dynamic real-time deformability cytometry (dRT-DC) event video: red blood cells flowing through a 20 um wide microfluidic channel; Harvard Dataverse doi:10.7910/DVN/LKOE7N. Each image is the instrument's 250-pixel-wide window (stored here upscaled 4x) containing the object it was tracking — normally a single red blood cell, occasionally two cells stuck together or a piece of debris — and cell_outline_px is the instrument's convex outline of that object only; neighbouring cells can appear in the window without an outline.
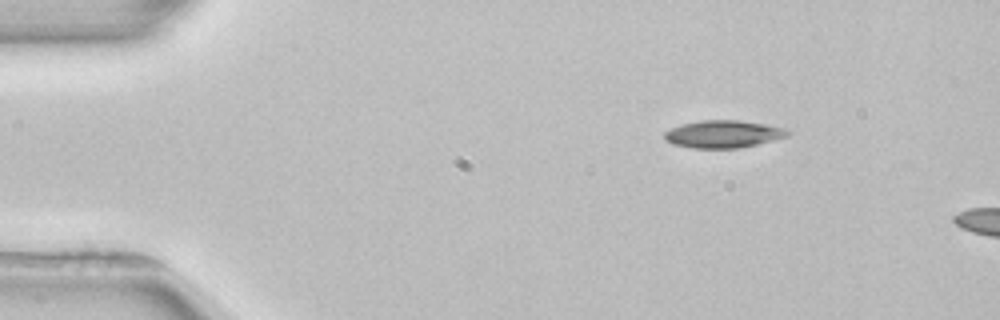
{"species": "common noctule bat (a hibernating species)", "species_latin": "Nyctalus noctula", "temperature_condition": "room temperature", "stored_images_in_passage": 2, "camera_frame_rate_fps": 3000, "um_per_image_px": 0.085, "animal": {"sex": "female", "body_mass_g": 22.7, "forearm_length_mm": 54.2}, "frame": {"image": 1, "passage_image": 1, "time_ms": 0.0, "image_size_px": [1000, 320], "cell_outline_px": [[792, 132], [788, 136], [756, 144], [736, 148], [692, 148], [672, 144], [664, 140], [664, 132], [672, 128], [684, 124], [700, 120], [740, 120], [768, 124], [784, 128]], "centroid_in_image_um": [61.48, 11.39], "position_along_channel_um": 23.5, "area_um2": 19.71}}